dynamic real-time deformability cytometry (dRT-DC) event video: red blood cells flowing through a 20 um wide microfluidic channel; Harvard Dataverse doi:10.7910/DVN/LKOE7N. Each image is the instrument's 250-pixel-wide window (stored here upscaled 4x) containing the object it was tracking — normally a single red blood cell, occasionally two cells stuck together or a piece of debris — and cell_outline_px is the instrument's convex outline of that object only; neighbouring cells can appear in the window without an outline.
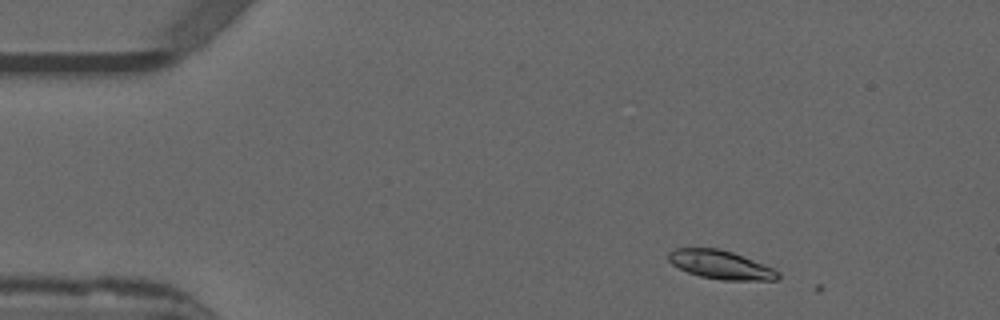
{"species": "common noctule bat (a hibernating species)", "species_latin": "Nyctalus noctula", "temperature_condition": "warm", "stored_images_in_passage": 4, "camera_frame_rate_fps": 3000, "um_per_image_px": 0.085, "animal": {"sex": "male", "forearm_length_mm": 52.5}, "frame": {"image": 1, "passage_image": 3, "time_ms": 0.667, "image_size_px": [1000, 320], "cell_outline_px": [[780, 276], [776, 280], [724, 280], [700, 276], [688, 272], [672, 264], [668, 260], [668, 252], [676, 248], [716, 248], [732, 252], [772, 268], [780, 272]], "centroid_in_image_um": [61.23, 22.5], "position_along_channel_um": 23.8, "area_um2": 17.98}}